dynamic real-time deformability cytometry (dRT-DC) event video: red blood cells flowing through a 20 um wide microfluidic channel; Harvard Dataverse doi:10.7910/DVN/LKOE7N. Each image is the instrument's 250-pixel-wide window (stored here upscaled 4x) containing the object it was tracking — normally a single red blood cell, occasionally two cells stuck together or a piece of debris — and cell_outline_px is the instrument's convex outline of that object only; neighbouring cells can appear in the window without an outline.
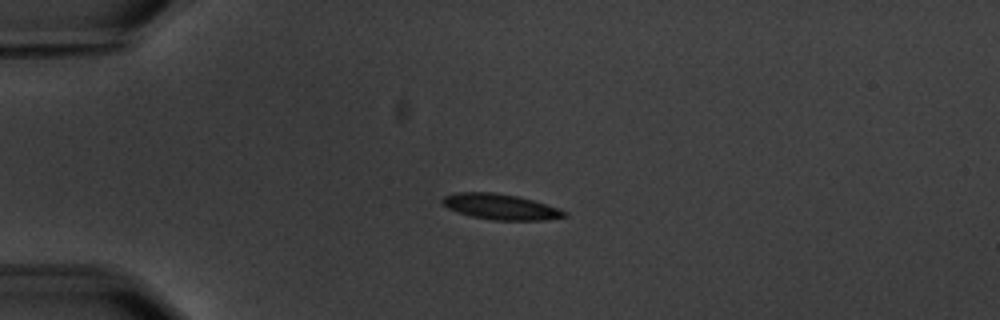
{"species": "common noctule bat (a hibernating species)", "species_latin": "Nyctalus noctula", "temperature_condition": "warm", "stored_images_in_passage": 6, "camera_frame_rate_fps": 3000, "um_per_image_px": 0.085, "animal": {"sex": "male", "body_mass_g": 20.1, "forearm_length_mm": 53.5}, "frame": {"image": 1, "passage_image": 1, "time_ms": 0.0, "image_size_px": [1000, 320], "cell_outline_px": [[568, 216], [544, 220], [492, 220], [472, 216], [456, 212], [448, 208], [440, 200], [444, 196], [456, 192], [492, 192], [516, 196], [532, 200], [568, 212]], "centroid_in_image_um": [42.51, 17.58], "position_along_channel_um": 42.5, "area_um2": 18.03}}